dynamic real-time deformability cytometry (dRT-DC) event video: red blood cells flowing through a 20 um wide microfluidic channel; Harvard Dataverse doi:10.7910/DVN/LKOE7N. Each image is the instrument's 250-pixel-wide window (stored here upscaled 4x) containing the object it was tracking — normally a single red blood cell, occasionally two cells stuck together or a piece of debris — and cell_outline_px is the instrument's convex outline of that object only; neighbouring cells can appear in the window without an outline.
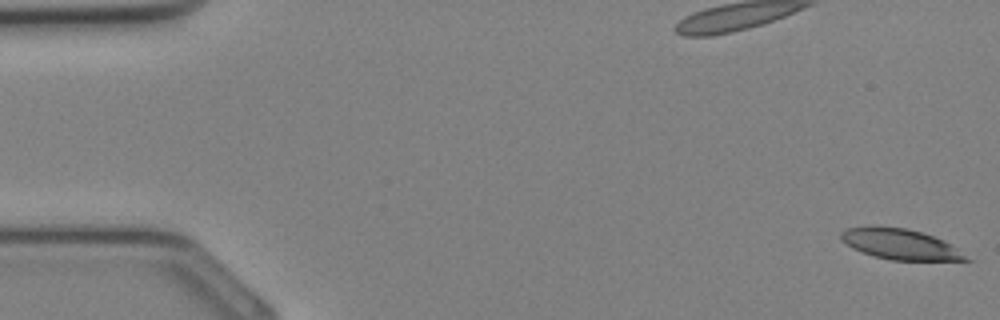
{"species": "Egyptian fruit bat (a non-hibernating species)", "species_latin": "Rousettus aegyptiacus", "temperature_condition": "cold", "stored_images_in_passage": 35, "camera_frame_rate_fps": 3000, "um_per_image_px": 0.085, "animal": {"sex": "female"}, "frame": {"image": 1, "passage_image": 1, "time_ms": 0.0, "image_size_px": [1000, 320], "cell_outline_px": [[976, 260], [888, 260], [872, 256], [852, 248], [840, 240], [840, 232], [848, 228], [868, 224], [872, 224], [904, 228], [920, 232], [944, 240]], "centroid_in_image_um": [76.48, 20.74], "position_along_channel_um": 8.5, "area_um2": 22.72}}
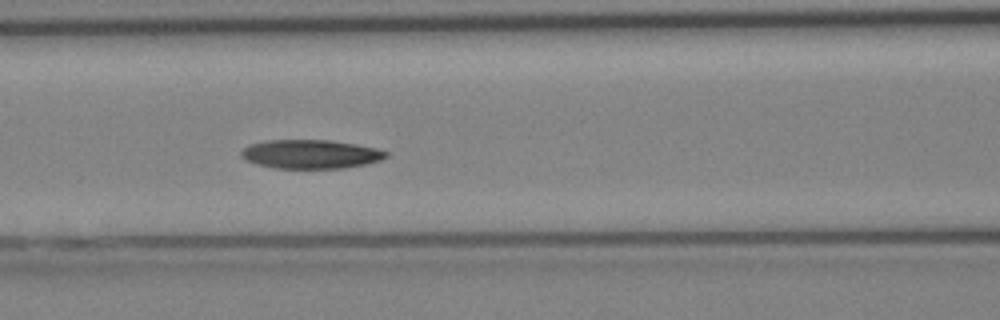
{"frame": {"image": 2, "passage_image": 15, "time_ms": 4.667, "image_size_px": [1000, 320], "cell_outline_px": [[388, 156], [380, 160], [364, 164], [344, 168], [276, 168], [256, 164], [244, 160], [240, 156], [240, 152], [244, 148], [252, 144], [264, 140], [328, 140], [356, 144], [376, 148], [388, 152]], "centroid_in_image_um": [26.38, 13.1], "position_along_channel_um": 140.2, "area_um2": 24.33}}
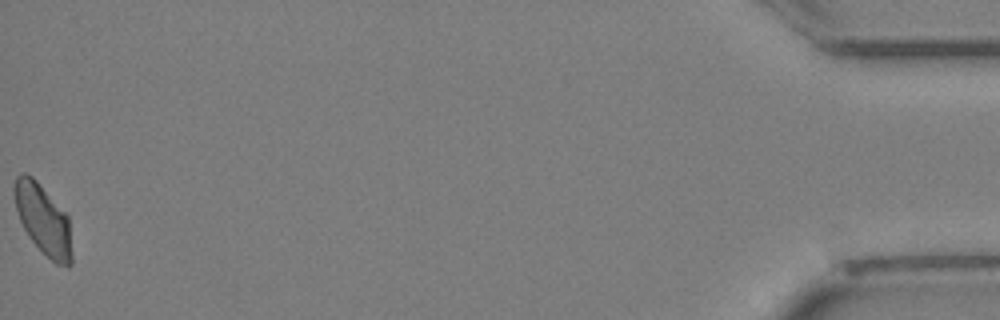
{"frame": {"image": 3, "passage_image": 35, "time_ms": 11.333, "image_size_px": [1000, 320], "cell_outline_px": [[72, 264], [68, 268], [56, 264], [28, 236], [20, 220], [16, 208], [12, 192], [12, 188], [16, 176], [20, 172], [24, 172], [32, 176], [36, 180], [68, 216], [72, 256]], "centroid_in_image_um": [3.65, 18.64], "position_along_channel_um": 431.6, "area_um2": 23.41}}